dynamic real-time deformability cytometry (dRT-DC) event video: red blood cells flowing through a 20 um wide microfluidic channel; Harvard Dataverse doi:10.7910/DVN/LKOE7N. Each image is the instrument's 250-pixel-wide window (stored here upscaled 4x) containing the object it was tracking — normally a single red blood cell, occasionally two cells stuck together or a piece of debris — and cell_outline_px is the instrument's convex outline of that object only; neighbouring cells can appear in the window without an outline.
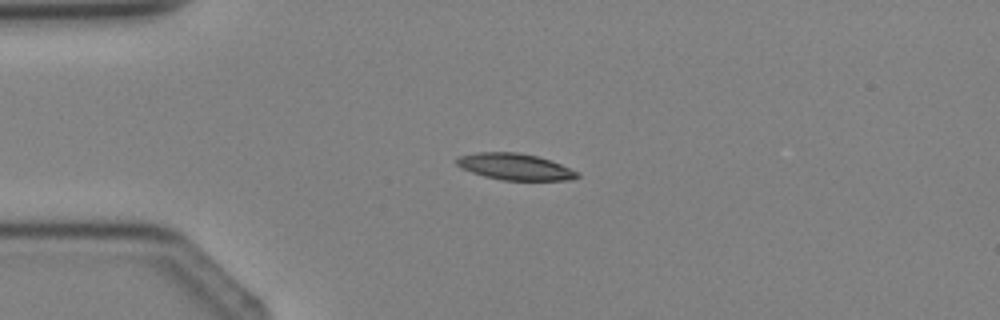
{"species": "Egyptian fruit bat (a non-hibernating species)", "species_latin": "Rousettus aegyptiacus", "temperature_condition": "cold", "stored_images_in_passage": 3, "camera_frame_rate_fps": 3000, "um_per_image_px": 0.085, "animal": {"sex": "female"}, "frame": {"image": 1, "passage_image": 3, "time_ms": 2.333, "image_size_px": [1000, 320], "cell_outline_px": [[580, 176], [572, 180], [500, 180], [484, 176], [460, 168], [456, 164], [456, 160], [460, 156], [476, 152], [516, 152], [536, 156], [552, 160], [580, 172]], "centroid_in_image_um": [43.8, 14.17], "position_along_channel_um": 41.2, "area_um2": 18.73}}